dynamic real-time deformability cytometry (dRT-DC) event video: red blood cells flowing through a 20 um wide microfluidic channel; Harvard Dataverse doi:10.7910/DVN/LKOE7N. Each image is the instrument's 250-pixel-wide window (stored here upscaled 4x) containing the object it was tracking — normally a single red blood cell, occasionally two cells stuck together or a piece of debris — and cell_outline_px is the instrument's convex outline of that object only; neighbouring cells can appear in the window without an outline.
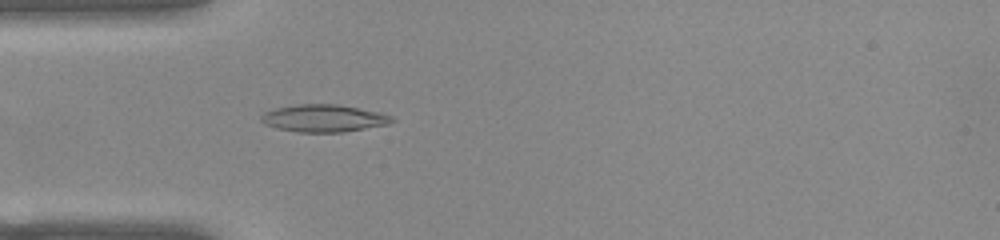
{"species": "common noctule bat (a hibernating species)", "species_latin": "Nyctalus noctula", "temperature_condition": "warm", "stored_images_in_passage": 51, "camera_frame_rate_fps": 3000, "um_per_image_px": 0.085, "animal": {"sex": "female", "body_mass_g": 22.0, "forearm_length_mm": 56.7}, "frame": {"image": 1, "passage_image": 14, "time_ms": 4.333, "image_size_px": [1000, 240], "cell_outline_px": [[396, 120], [388, 124], [344, 132], [296, 132], [276, 128], [264, 124], [260, 120], [260, 116], [264, 112], [276, 108], [296, 104], [336, 104], [380, 112], [392, 116]], "centroid_in_image_um": [27.5, 10.05], "position_along_channel_um": 57.5, "area_um2": 20.92}}
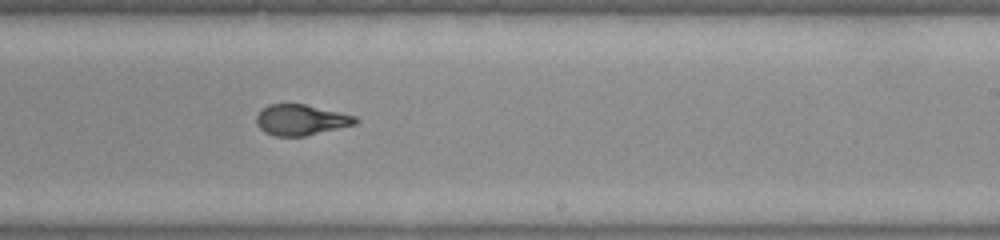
{"frame": {"image": 2, "passage_image": 30, "time_ms": 9.667, "image_size_px": [1000, 240], "cell_outline_px": [[360, 120], [356, 124], [340, 128], [304, 136], [276, 136], [264, 132], [256, 124], [256, 116], [268, 104], [304, 104], [340, 112], [356, 116]], "centroid_in_image_um": [25.6, 10.19], "position_along_channel_um": 263.4, "area_um2": 17.69}}
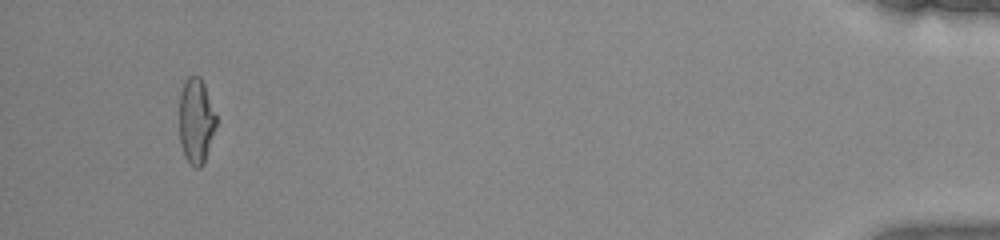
{"frame": {"image": 3, "passage_image": 48, "time_ms": 15.667, "image_size_px": [1000, 240], "cell_outline_px": [[216, 128], [204, 164], [200, 168], [196, 168], [188, 164], [184, 156], [180, 144], [180, 92], [184, 80], [188, 76], [200, 76], [204, 84], [216, 116]], "centroid_in_image_um": [16.66, 10.31], "position_along_channel_um": 418.5, "area_um2": 18.55}, "authors_computed_cell_mechanics": {"area_um2": 18.8428, "velocity_mm_per_s": 3.9161, "shape_relaxation_time_tau1_ms": 6.0776, "shape_relaxation_time_tau2_ms": 1.0404, "deformation_change_tau1": 0.2618, "deformation_change_tau2": 0.0758}}